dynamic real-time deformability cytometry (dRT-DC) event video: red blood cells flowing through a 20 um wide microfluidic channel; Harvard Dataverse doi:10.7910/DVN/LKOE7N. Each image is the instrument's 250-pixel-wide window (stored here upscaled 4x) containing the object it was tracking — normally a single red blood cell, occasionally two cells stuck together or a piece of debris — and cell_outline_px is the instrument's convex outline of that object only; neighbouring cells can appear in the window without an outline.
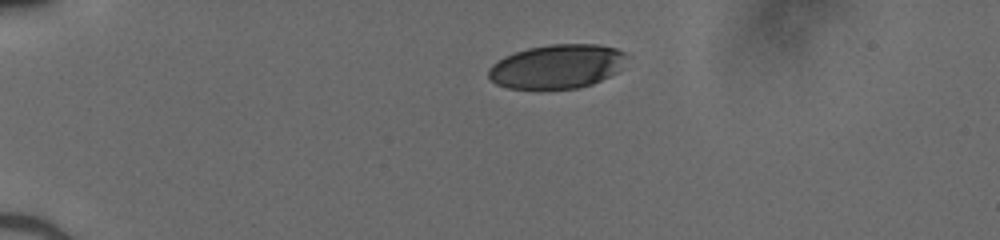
{"species": "human", "species_latin": "Homo sapiens", "temperature_condition": "cold", "stored_images_in_passage": 40, "camera_frame_rate_fps": 3000, "um_per_image_px": 0.085, "donor": {"sex": "male"}, "frame": {"image": 1, "passage_image": 1, "time_ms": 0.0, "image_size_px": [1000, 240], "cell_outline_px": [[628, 56], [616, 72], [592, 84], [576, 88], [508, 88], [496, 84], [488, 76], [488, 68], [496, 60], [504, 56], [528, 48], [548, 44], [600, 44], [616, 48], [624, 52]], "centroid_in_image_um": [47.32, 5.63], "position_along_channel_um": 37.7, "area_um2": 35.32}}
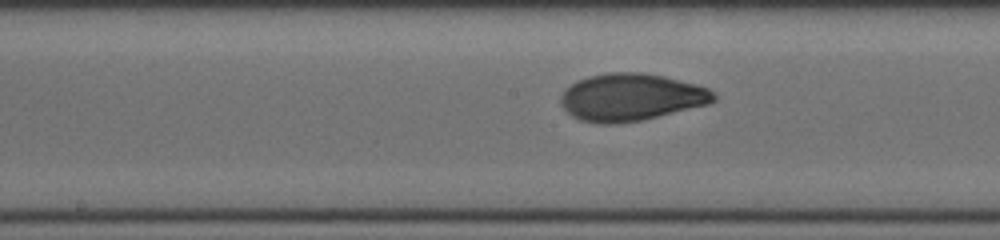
{"frame": {"image": 2, "passage_image": 17, "time_ms": 5.333, "image_size_px": [1000, 240], "cell_outline_px": [[716, 100], [708, 104], [640, 120], [616, 124], [596, 124], [580, 120], [572, 116], [560, 104], [560, 96], [564, 88], [576, 80], [588, 76], [608, 72], [640, 72], [664, 76], [696, 84], [708, 88], [716, 96]], "centroid_in_image_um": [53.58, 8.25], "position_along_channel_um": 194.6, "area_um2": 42.31}}
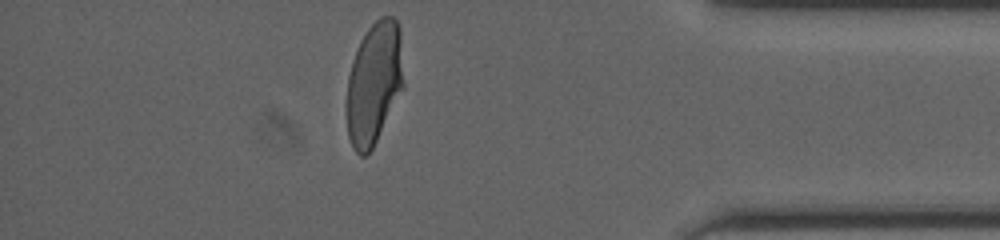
{"frame": {"image": 3, "passage_image": 34, "time_ms": 11.0, "image_size_px": [1000, 240], "cell_outline_px": [[404, 88], [372, 148], [364, 156], [360, 156], [356, 152], [348, 136], [344, 104], [348, 76], [360, 40], [368, 28], [380, 16], [392, 16], [396, 20], [400, 28], [404, 84]], "centroid_in_image_um": [31.78, 7.07], "position_along_channel_um": 403.4, "area_um2": 41.1}}